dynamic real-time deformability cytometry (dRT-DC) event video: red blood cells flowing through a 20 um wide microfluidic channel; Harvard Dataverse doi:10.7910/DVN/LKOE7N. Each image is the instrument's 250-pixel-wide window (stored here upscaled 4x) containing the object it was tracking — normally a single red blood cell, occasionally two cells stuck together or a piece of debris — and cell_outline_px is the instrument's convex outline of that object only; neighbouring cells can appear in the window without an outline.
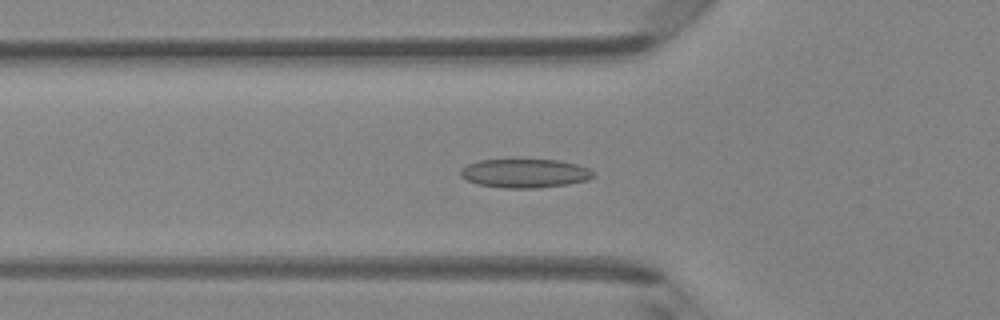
{"species": "Egyptian fruit bat (a non-hibernating species)", "species_latin": "Rousettus aegyptiacus", "temperature_condition": "room temperature", "stored_images_in_passage": 39, "camera_frame_rate_fps": 3000, "um_per_image_px": 0.085, "animal": {"sex": "female"}, "frame": {"image": 1, "passage_image": 7, "time_ms": 2.0, "image_size_px": [1000, 320], "cell_outline_px": [[596, 176], [588, 180], [568, 184], [536, 188], [504, 188], [476, 184], [460, 176], [460, 168], [468, 164], [480, 160], [560, 160], [576, 164], [588, 168]], "centroid_in_image_um": [44.61, 14.73], "position_along_channel_um": 81.2, "area_um2": 22.31}}
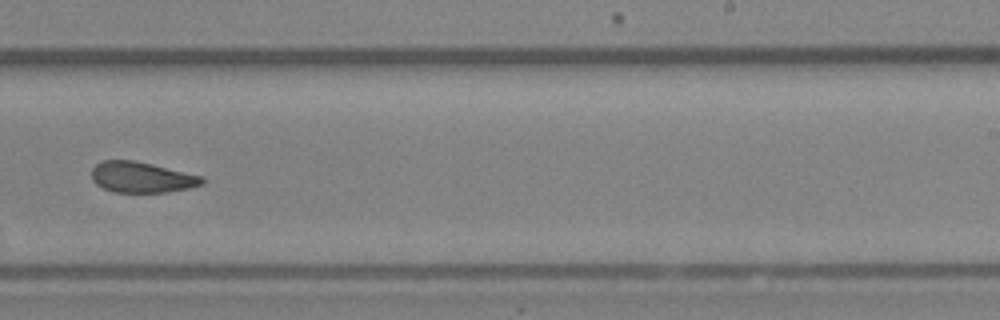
{"frame": {"image": 2, "passage_image": 21, "time_ms": 6.667, "image_size_px": [1000, 320], "cell_outline_px": [[204, 184], [188, 188], [168, 192], [116, 192], [104, 188], [96, 184], [92, 180], [92, 168], [96, 164], [104, 160], [136, 160], [204, 176]], "centroid_in_image_um": [12.07, 15.06], "position_along_channel_um": 276.9, "area_um2": 19.88}}
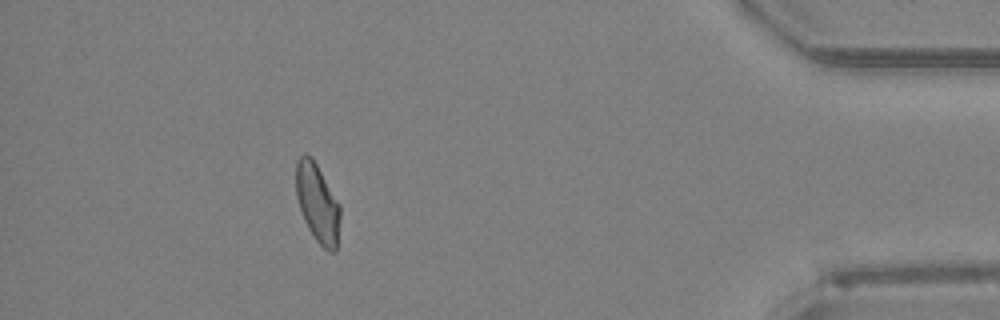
{"frame": {"image": 3, "passage_image": 34, "time_ms": 11.0, "image_size_px": [1000, 320], "cell_outline_px": [[340, 220], [336, 252], [328, 252], [316, 240], [308, 228], [304, 220], [296, 196], [296, 160], [304, 152], [312, 156], [340, 204]], "centroid_in_image_um": [26.99, 17.24], "position_along_channel_um": 408.2, "area_um2": 20.4}, "authors_computed_cell_mechanics": {"area_um2": 20.519, "velocity_mm_per_s": 4.2094, "shape_relaxation_time_tau1_ms": null, "shape_relaxation_time_tau2_ms": 3.2645, "deformation_change_tau1": null, "deformation_change_tau2": 0.1001}}